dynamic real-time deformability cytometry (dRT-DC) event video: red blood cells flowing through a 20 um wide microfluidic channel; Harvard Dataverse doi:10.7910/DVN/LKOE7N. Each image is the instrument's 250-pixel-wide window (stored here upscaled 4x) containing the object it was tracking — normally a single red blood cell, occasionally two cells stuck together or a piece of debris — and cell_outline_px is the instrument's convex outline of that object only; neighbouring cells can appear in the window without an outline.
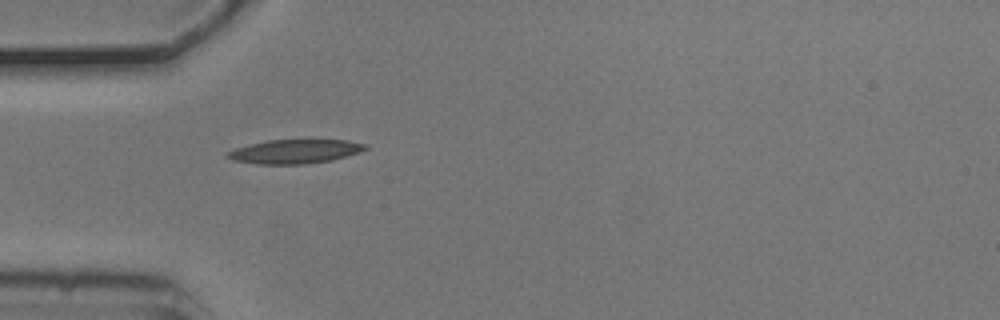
{"species": "common noctule bat (a hibernating species)", "species_latin": "Nyctalus noctula", "temperature_condition": "cold", "stored_images_in_passage": 2, "camera_frame_rate_fps": 3000, "um_per_image_px": 0.085, "animal": {"sex": "male", "body_mass_g": 20.5, "forearm_length_mm": 52.5}, "frame": {"image": 1, "passage_image": 1, "time_ms": 0.0, "image_size_px": [1000, 320], "cell_outline_px": [[368, 148], [360, 152], [332, 160], [304, 164], [256, 164], [232, 160], [224, 156], [228, 152], [236, 148], [248, 144], [268, 140], [348, 140], [368, 144]], "centroid_in_image_um": [25.07, 12.87], "position_along_channel_um": 59.9, "area_um2": 19.36}}
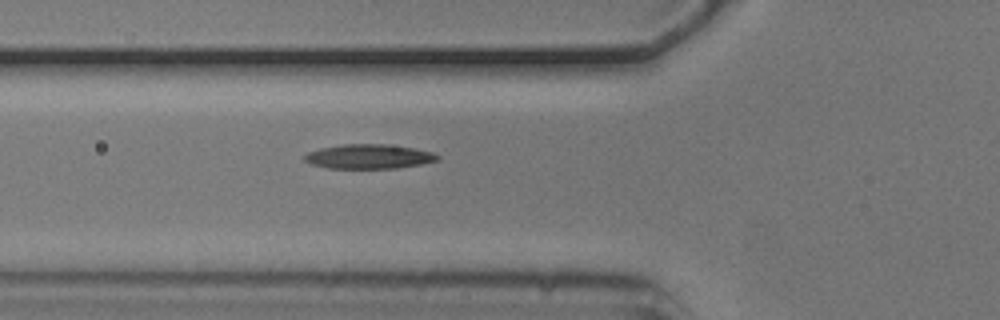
{"frame": {"image": 2, "passage_image": 2, "time_ms": 0.333, "image_size_px": [1000, 320], "cell_outline_px": [[440, 160], [420, 164], [396, 168], [328, 168], [312, 164], [304, 160], [304, 156], [308, 152], [320, 148], [344, 144], [388, 144], [416, 148], [432, 152], [440, 156]], "centroid_in_image_um": [31.38, 13.3], "position_along_channel_um": 94.4, "area_um2": 18.96}}